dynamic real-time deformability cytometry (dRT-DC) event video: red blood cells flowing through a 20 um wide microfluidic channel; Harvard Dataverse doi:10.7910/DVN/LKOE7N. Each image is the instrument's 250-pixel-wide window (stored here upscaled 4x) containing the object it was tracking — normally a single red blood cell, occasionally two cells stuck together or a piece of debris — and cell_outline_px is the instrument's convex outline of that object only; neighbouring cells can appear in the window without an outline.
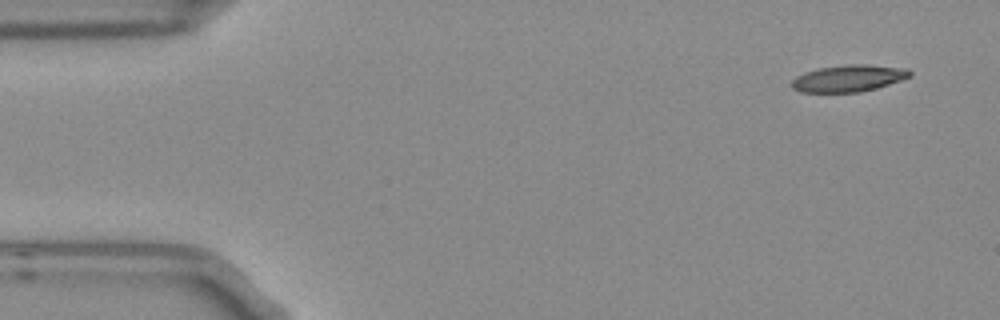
{"species": "Egyptian fruit bat (a non-hibernating species)", "species_latin": "Rousettus aegyptiacus", "temperature_condition": "room temperature", "stored_images_in_passage": 4, "camera_frame_rate_fps": 3000, "um_per_image_px": 0.085, "frame": {"image": 1, "passage_image": 1, "time_ms": 0.0, "image_size_px": [1000, 320], "cell_outline_px": [[912, 76], [876, 88], [860, 92], [800, 92], [792, 88], [792, 80], [796, 76], [804, 72], [820, 68], [844, 64], [868, 64], [908, 68], [912, 72]], "centroid_in_image_um": [72.14, 6.64], "position_along_channel_um": 12.9, "area_um2": 18.55}}
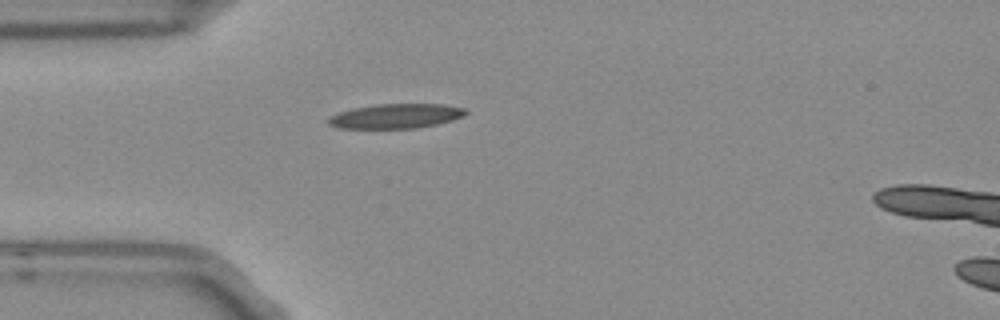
{"frame": {"image": 2, "passage_image": 4, "time_ms": 1.0, "image_size_px": [1000, 320], "cell_outline_px": [[468, 112], [464, 116], [452, 120], [436, 124], [416, 128], [340, 128], [328, 124], [328, 116], [352, 108], [376, 104], [444, 104], [464, 108]], "centroid_in_image_um": [33.65, 9.86], "position_along_channel_um": 51.4, "area_um2": 19.65}}